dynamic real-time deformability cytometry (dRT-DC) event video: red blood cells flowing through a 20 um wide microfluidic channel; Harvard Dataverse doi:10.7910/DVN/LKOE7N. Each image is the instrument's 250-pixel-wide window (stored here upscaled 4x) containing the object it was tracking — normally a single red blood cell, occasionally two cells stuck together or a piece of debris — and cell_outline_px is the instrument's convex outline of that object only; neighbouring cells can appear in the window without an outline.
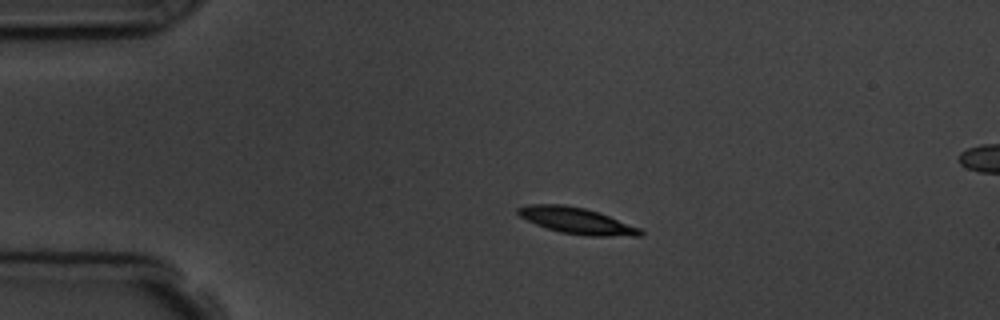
{"species": "common noctule bat (a hibernating species)", "species_latin": "Nyctalus noctula", "temperature_condition": "room temperature", "stored_images_in_passage": 6, "camera_frame_rate_fps": 3000, "um_per_image_px": 0.085, "animal": {"sex": "male", "body_mass_g": 19.5, "forearm_length_mm": 54.6}, "frame": {"image": 1, "passage_image": 3, "time_ms": 2.333, "image_size_px": [1000, 320], "cell_outline_px": [[644, 236], [588, 236], [560, 232], [536, 224], [520, 216], [516, 212], [516, 208], [528, 204], [564, 204], [584, 208], [600, 212], [640, 228], [644, 232]], "centroid_in_image_um": [49.04, 18.75], "position_along_channel_um": 36.0, "area_um2": 18.79}}